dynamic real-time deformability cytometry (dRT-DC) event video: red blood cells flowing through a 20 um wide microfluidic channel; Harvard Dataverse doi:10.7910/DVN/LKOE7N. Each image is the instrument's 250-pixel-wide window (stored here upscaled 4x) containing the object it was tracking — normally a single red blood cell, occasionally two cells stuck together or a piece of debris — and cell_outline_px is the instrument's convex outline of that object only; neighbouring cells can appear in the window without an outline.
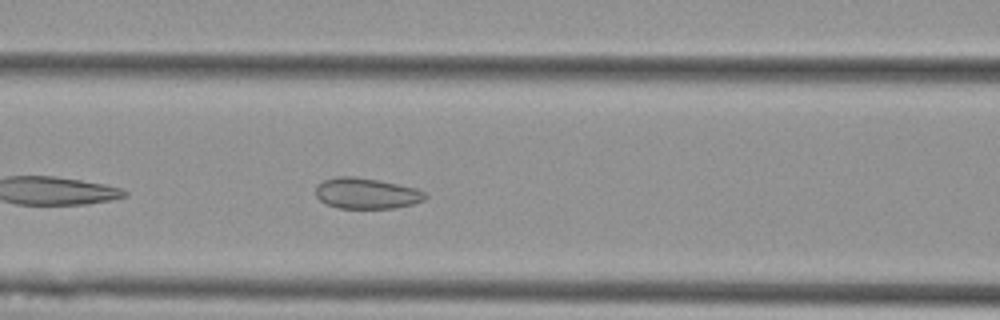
{"species": "Egyptian fruit bat (a non-hibernating species)", "species_latin": "Rousettus aegyptiacus", "temperature_condition": "cold", "stored_images_in_passage": 41, "camera_frame_rate_fps": 3000, "um_per_image_px": 0.085, "animal": {"sex": "female"}, "frame": {"image": 1, "passage_image": 8, "time_ms": 2.333, "image_size_px": [1000, 320], "cell_outline_px": [[428, 196], [424, 200], [412, 204], [392, 208], [340, 208], [324, 204], [316, 196], [316, 184], [324, 180], [336, 176], [356, 176], [380, 180], [416, 188], [424, 192]], "centroid_in_image_um": [31.12, 16.42], "position_along_channel_um": 135.5, "area_um2": 19.83}}
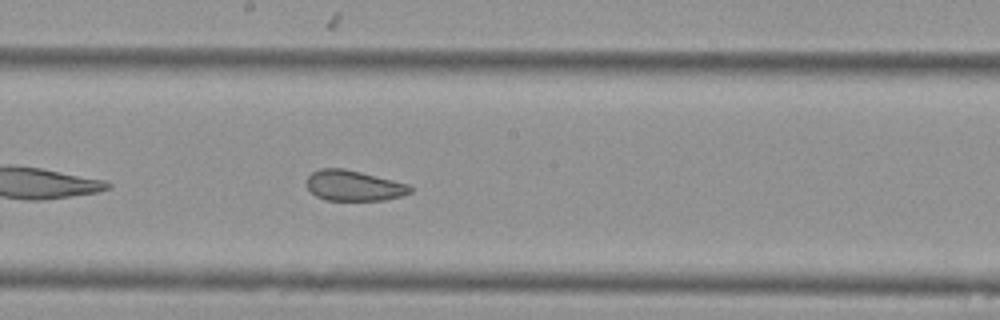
{"frame": {"image": 2, "passage_image": 15, "time_ms": 4.667, "image_size_px": [1000, 320], "cell_outline_px": [[412, 192], [404, 196], [384, 200], [324, 200], [316, 196], [308, 188], [308, 176], [312, 172], [320, 168], [344, 168], [408, 184], [412, 188]], "centroid_in_image_um": [30.08, 15.78], "position_along_channel_um": 218.1, "area_um2": 18.32}}
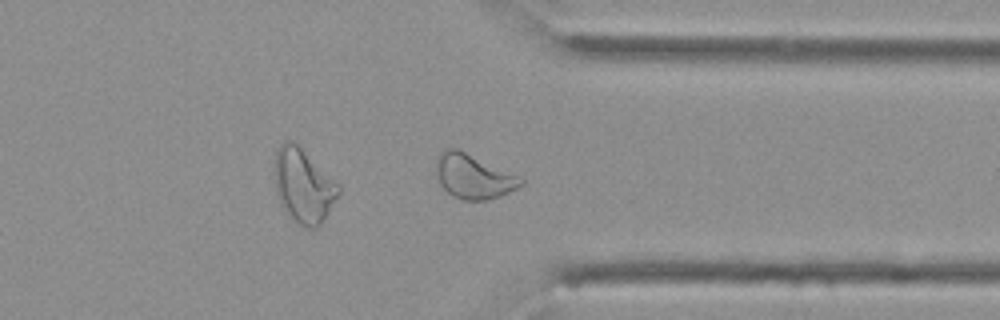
{"frame": {"image": 3, "passage_image": 28, "time_ms": 9.0, "image_size_px": [1000, 320], "cell_outline_px": [[524, 184], [500, 196], [488, 200], [460, 200], [452, 196], [440, 184], [436, 168], [436, 156], [444, 148], [456, 148], [516, 176], [524, 180]], "centroid_in_image_um": [40.18, 15.01], "position_along_channel_um": 371.2, "area_um2": 21.44}, "authors_computed_cell_mechanics": {"area_um2": 20.519, "velocity_mm_per_s": 3.5667, "shape_relaxation_time_tau1_ms": null, "shape_relaxation_time_tau2_ms": 1.9495, "deformation_change_tau1": null, "deformation_change_tau2": 0.0721}}